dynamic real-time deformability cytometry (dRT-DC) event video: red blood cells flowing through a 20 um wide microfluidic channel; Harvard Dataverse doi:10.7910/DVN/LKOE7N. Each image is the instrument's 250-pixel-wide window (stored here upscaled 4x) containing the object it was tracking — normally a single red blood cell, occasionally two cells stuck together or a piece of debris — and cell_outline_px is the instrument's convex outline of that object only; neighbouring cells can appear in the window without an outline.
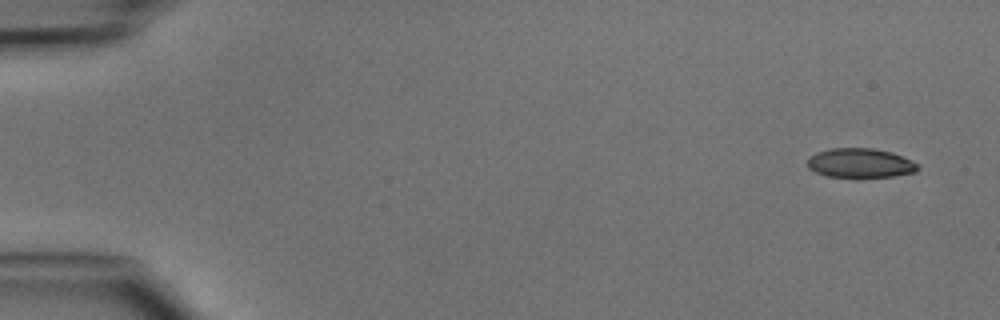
{"species": "common noctule bat (a hibernating species)", "species_latin": "Nyctalus noctula", "temperature_condition": "cold", "stored_images_in_passage": 5, "camera_frame_rate_fps": 3000, "um_per_image_px": 0.085, "animal": {"sex": "male", "body_mass_g": 15.6}, "frame": {"image": 1, "passage_image": 1, "time_ms": 0.0, "image_size_px": [1000, 320], "cell_outline_px": [[920, 168], [916, 172], [892, 176], [856, 180], [828, 176], [816, 172], [808, 168], [808, 156], [816, 152], [832, 148], [872, 148], [892, 152], [916, 164]], "centroid_in_image_um": [73.07, 13.9], "position_along_channel_um": 11.9, "area_um2": 19.42}}
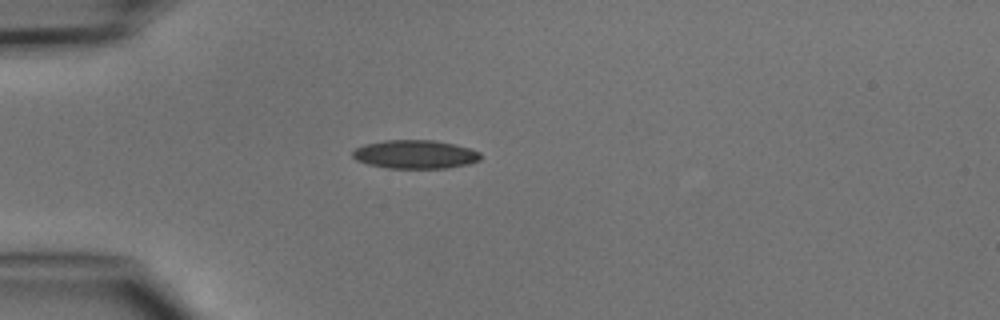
{"frame": {"image": 2, "passage_image": 4, "time_ms": 3.667, "image_size_px": [1000, 320], "cell_outline_px": [[480, 160], [468, 164], [444, 168], [388, 168], [368, 164], [356, 160], [352, 156], [352, 152], [356, 148], [364, 144], [384, 140], [436, 140], [456, 144], [480, 152]], "centroid_in_image_um": [35.27, 13.11], "position_along_channel_um": 49.7, "area_um2": 21.33}}